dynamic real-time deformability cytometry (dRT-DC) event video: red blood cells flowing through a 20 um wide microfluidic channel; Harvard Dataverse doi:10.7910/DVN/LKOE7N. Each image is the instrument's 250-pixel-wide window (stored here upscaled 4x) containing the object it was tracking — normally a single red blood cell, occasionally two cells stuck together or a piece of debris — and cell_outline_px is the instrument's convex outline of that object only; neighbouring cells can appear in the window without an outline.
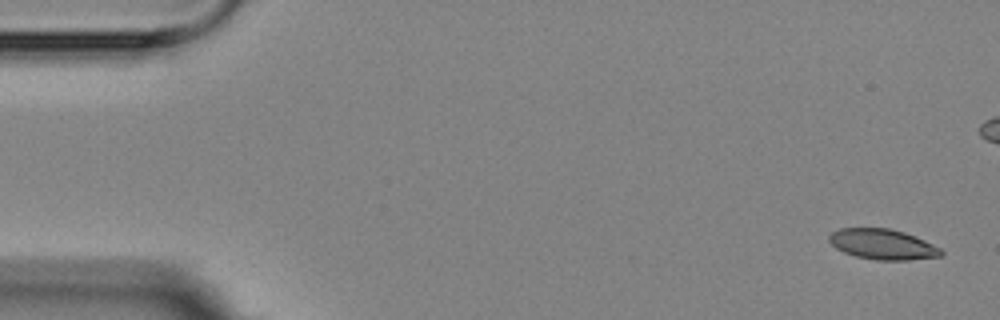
{"species": "Egyptian fruit bat (a non-hibernating species)", "species_latin": "Rousettus aegyptiacus", "temperature_condition": "room temperature", "stored_images_in_passage": 3, "camera_frame_rate_fps": 3000, "um_per_image_px": 0.085, "animal": {"sex": "female"}, "frame": {"image": 1, "passage_image": 1, "time_ms": 0.0, "image_size_px": [1000, 320], "cell_outline_px": [[944, 252], [940, 256], [908, 260], [876, 260], [856, 256], [844, 252], [836, 248], [828, 240], [828, 236], [832, 232], [840, 228], [888, 228], [904, 232], [916, 236], [940, 248]], "centroid_in_image_um": [75.01, 20.76], "position_along_channel_um": 10.0, "area_um2": 19.77}}